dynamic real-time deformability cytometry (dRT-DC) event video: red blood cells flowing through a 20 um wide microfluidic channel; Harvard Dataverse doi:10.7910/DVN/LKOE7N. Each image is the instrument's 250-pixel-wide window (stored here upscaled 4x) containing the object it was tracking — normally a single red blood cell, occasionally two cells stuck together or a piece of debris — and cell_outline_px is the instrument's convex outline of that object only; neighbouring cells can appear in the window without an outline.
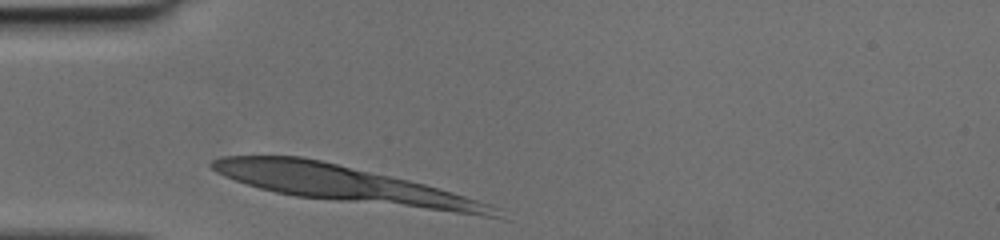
{"species": "human", "species_latin": "Homo sapiens", "temperature_condition": "cold", "stored_images_in_passage": 26, "segment_of_instrument_passage": [1, 2], "camera_frame_rate_fps": 3000, "um_per_image_px": 0.085, "donor": {"sex": "female"}, "frame": {"image": 1, "passage_image": 1, "time_ms": 0.0, "image_size_px": [1000, 240], "cell_outline_px": [[512, 220], [504, 220], [296, 196], [276, 192], [260, 188], [224, 176], [216, 172], [208, 164], [212, 160], [220, 156], [300, 156], [320, 160], [408, 180], [424, 184], [452, 192], [492, 204], [500, 208]], "centroid_in_image_um": [29.55, 15.73], "position_along_channel_um": 55.5, "area_um2": 60.75}}